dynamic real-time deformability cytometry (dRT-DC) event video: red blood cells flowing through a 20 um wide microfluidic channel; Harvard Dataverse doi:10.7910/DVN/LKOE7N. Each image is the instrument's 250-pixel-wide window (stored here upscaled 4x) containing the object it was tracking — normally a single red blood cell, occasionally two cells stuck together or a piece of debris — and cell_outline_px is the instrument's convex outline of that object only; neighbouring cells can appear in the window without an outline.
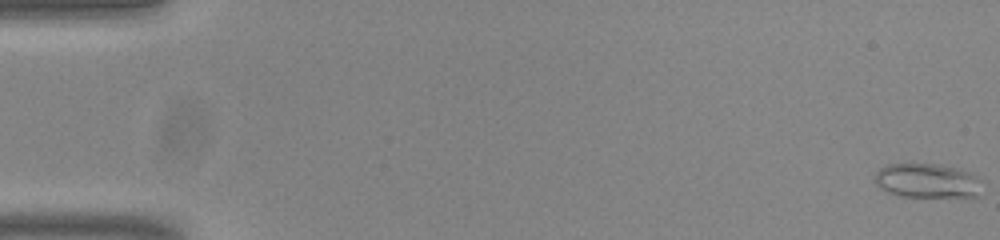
{"species": "common noctule bat (a hibernating species)", "species_latin": "Nyctalus noctula", "temperature_condition": "room temperature", "stored_images_in_passage": 54, "camera_frame_rate_fps": 3000, "um_per_image_px": 0.085, "animal": {"sex": "male", "body_mass_g": 20.0, "forearm_length_mm": 53.3}, "frame": {"image": 1, "passage_image": 1, "time_ms": 0.0, "image_size_px": [1000, 240], "cell_outline_px": [[980, 180], [976, 196], [900, 196], [888, 192], [880, 188], [872, 180], [872, 176], [880, 168], [888, 164], [940, 164], [956, 168], [968, 172], [976, 176]], "centroid_in_image_um": [78.71, 15.34], "position_along_channel_um": 6.3, "area_um2": 21.21}}
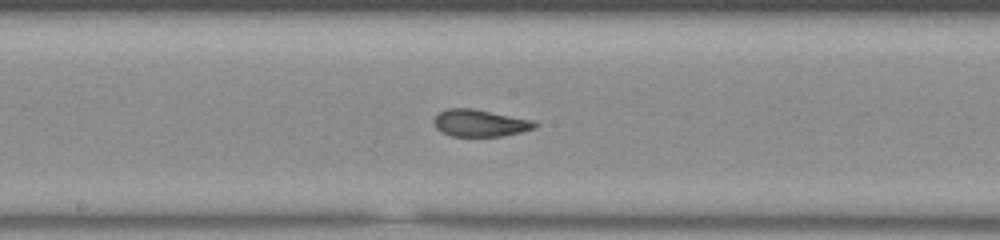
{"frame": {"image": 2, "passage_image": 29, "time_ms": 9.333, "image_size_px": [1000, 240], "cell_outline_px": [[540, 124], [536, 128], [504, 136], [452, 136], [440, 132], [432, 124], [432, 120], [436, 112], [448, 108], [472, 108], [532, 120]], "centroid_in_image_um": [40.74, 10.46], "position_along_channel_um": 207.5, "area_um2": 16.18}}
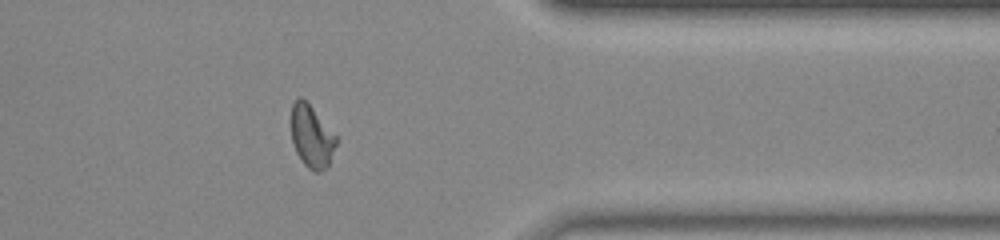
{"frame": {"image": 3, "passage_image": 44, "time_ms": 14.333, "image_size_px": [1000, 240], "cell_outline_px": [[336, 144], [328, 164], [320, 172], [316, 172], [308, 168], [304, 164], [296, 152], [292, 140], [292, 104], [300, 96], [312, 108], [336, 136]], "centroid_in_image_um": [26.47, 11.62], "position_along_channel_um": 384.9, "area_um2": 15.78}, "authors_computed_cell_mechanics": {"area_um2": 16.762, "velocity_mm_per_s": 3.8251, "shape_relaxation_time_tau1_ms": null, "shape_relaxation_time_tau2_ms": 1.865, "deformation_change_tau1": null, "deformation_change_tau2": 0.0688}}